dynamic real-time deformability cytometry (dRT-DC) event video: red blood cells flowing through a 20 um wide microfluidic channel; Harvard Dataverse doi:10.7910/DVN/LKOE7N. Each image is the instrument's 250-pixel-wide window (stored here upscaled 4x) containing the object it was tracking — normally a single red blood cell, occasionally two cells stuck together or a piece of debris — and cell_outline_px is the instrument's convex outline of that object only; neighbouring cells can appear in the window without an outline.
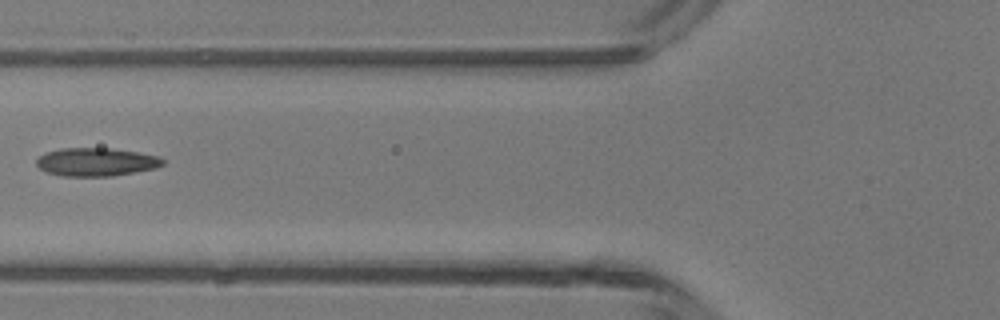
{"species": "common noctule bat (a hibernating species)", "species_latin": "Nyctalus noctula", "temperature_condition": "room temperature", "stored_images_in_passage": 4, "camera_frame_rate_fps": 3000, "um_per_image_px": 0.085, "animal": {"sex": "male", "body_mass_g": 13.3}, "frame": {"image": 1, "passage_image": 4, "time_ms": 3.667, "image_size_px": [1000, 320], "cell_outline_px": [[164, 164], [156, 168], [136, 172], [112, 176], [60, 176], [48, 172], [40, 168], [36, 164], [36, 160], [40, 156], [48, 152], [60, 148], [108, 148], [136, 152], [160, 156], [164, 160]], "centroid_in_image_um": [8.2, 13.77], "position_along_channel_um": 117.6, "area_um2": 20.75}}